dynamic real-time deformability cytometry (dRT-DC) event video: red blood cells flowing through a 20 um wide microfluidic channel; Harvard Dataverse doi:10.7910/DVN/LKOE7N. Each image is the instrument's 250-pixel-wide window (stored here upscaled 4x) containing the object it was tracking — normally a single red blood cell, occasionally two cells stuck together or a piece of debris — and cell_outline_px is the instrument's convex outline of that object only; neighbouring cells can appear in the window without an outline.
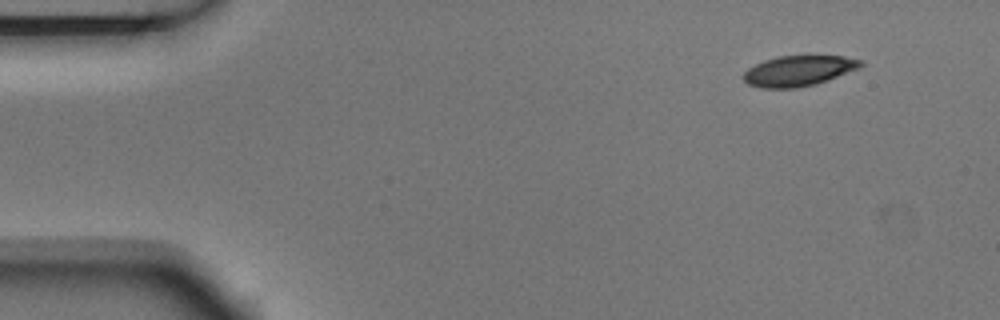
{"species": "Egyptian fruit bat (a non-hibernating species)", "species_latin": "Rousettus aegyptiacus", "temperature_condition": "room temperature", "stored_images_in_passage": 4, "camera_frame_rate_fps": 3000, "um_per_image_px": 0.085, "animal": {"sex": "male"}, "frame": {"image": 1, "passage_image": 1, "time_ms": 0.0, "image_size_px": [1000, 320], "cell_outline_px": [[864, 64], [860, 68], [828, 80], [816, 84], [796, 88], [760, 88], [748, 84], [744, 80], [744, 72], [748, 68], [764, 60], [780, 56], [808, 52], [844, 56], [864, 60]], "centroid_in_image_um": [67.96, 5.96], "position_along_channel_um": 17.0, "area_um2": 21.79}}
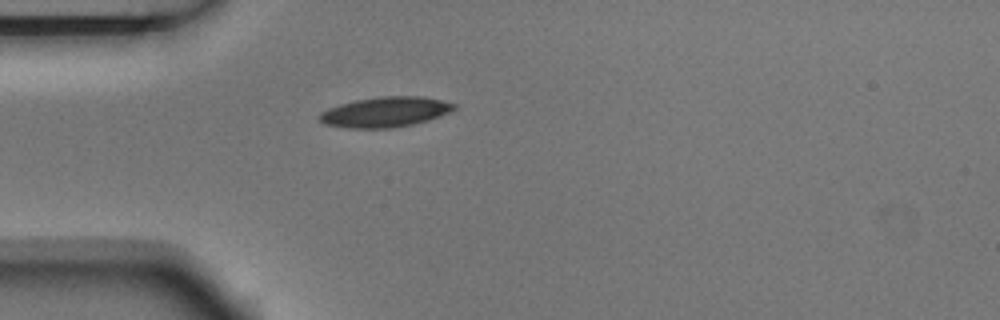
{"frame": {"image": 2, "passage_image": 4, "time_ms": 1.0, "image_size_px": [1000, 320], "cell_outline_px": [[456, 108], [452, 112], [428, 120], [412, 124], [388, 128], [348, 128], [324, 124], [320, 120], [320, 112], [328, 108], [340, 104], [356, 100], [380, 96], [420, 96], [440, 100], [456, 104]], "centroid_in_image_um": [32.76, 9.52], "position_along_channel_um": 52.2, "area_um2": 23.58}}